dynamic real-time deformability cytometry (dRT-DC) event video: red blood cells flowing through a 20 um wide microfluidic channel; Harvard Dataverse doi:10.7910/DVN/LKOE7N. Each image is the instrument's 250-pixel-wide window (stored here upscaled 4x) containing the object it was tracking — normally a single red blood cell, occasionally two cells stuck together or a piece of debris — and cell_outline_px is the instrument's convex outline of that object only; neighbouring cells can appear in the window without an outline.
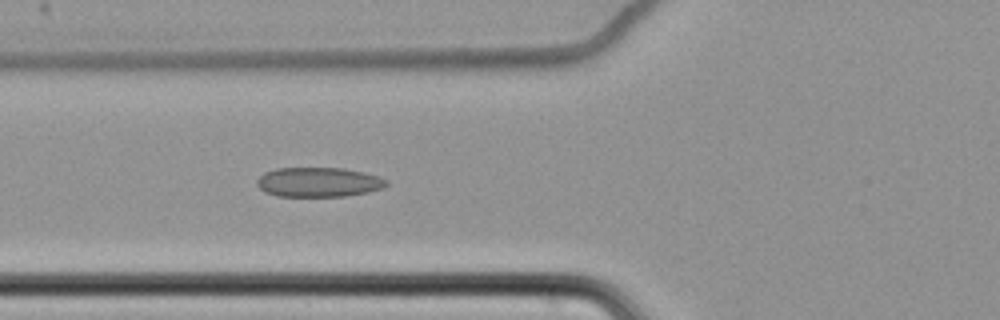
{"species": "common noctule bat (a hibernating species)", "species_latin": "Nyctalus noctula", "temperature_condition": "cold", "stored_images_in_passage": 52, "camera_frame_rate_fps": 3000, "um_per_image_px": 0.085, "animal": {"sex": "female", "body_mass_g": 22.7, "forearm_length_mm": 54.2}, "frame": {"image": 1, "passage_image": 15, "time_ms": 4.667, "image_size_px": [1000, 320], "cell_outline_px": [[388, 184], [384, 188], [368, 192], [344, 196], [276, 196], [264, 192], [256, 184], [256, 180], [264, 172], [276, 168], [344, 168], [364, 172], [388, 180]], "centroid_in_image_um": [27.06, 15.48], "position_along_channel_um": 98.7, "area_um2": 22.43}}
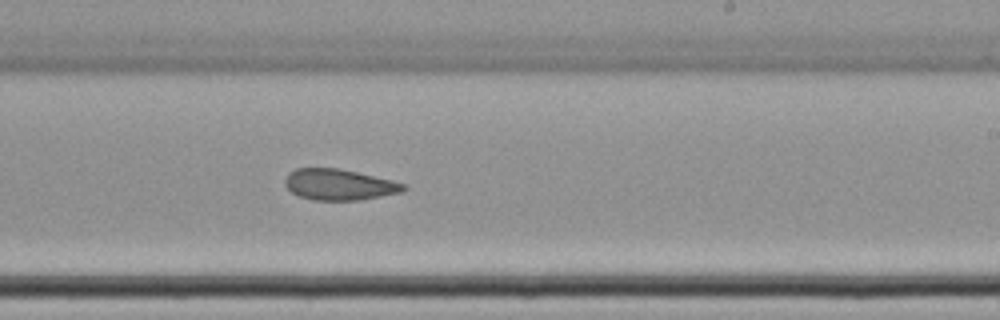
{"frame": {"image": 2, "passage_image": 29, "time_ms": 9.333, "image_size_px": [1000, 320], "cell_outline_px": [[408, 188], [400, 192], [380, 196], [356, 200], [312, 200], [300, 196], [292, 192], [284, 184], [284, 180], [288, 172], [296, 168], [340, 168], [392, 180], [404, 184]], "centroid_in_image_um": [28.79, 15.68], "position_along_channel_um": 260.2, "area_um2": 21.33}}
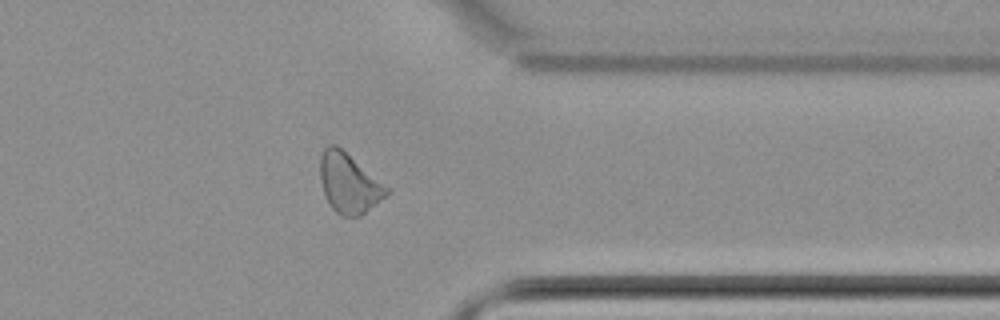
{"frame": {"image": 3, "passage_image": 40, "time_ms": 13.0, "image_size_px": [1000, 320], "cell_outline_px": [[392, 192], [360, 216], [340, 216], [332, 208], [324, 192], [320, 180], [320, 156], [324, 148], [328, 144], [336, 144], [388, 188]], "centroid_in_image_um": [29.64, 15.58], "position_along_channel_um": 381.8, "area_um2": 22.77}, "authors_computed_cell_mechanics": {"area_um2": 22.7732, "velocity_mm_per_s": 3.4613, "shape_relaxation_time_tau1_ms": null, "shape_relaxation_time_tau2_ms": 4.1041, "deformation_change_tau1": null, "deformation_change_tau2": 0.1071}}